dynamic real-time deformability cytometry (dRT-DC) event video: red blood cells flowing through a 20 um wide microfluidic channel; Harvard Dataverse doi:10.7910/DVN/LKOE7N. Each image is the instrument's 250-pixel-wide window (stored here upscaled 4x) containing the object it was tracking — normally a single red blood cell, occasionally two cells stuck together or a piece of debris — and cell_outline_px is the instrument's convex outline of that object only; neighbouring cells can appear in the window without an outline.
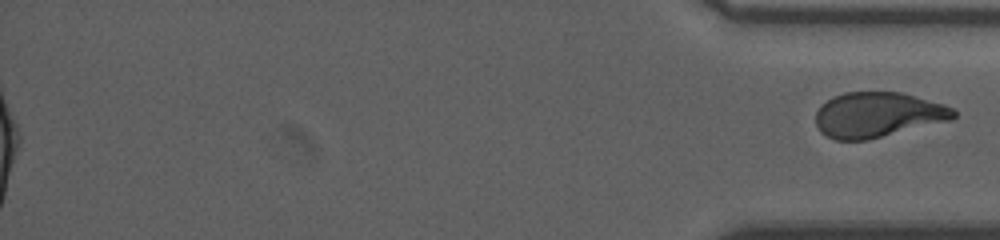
{"species": "human", "species_latin": "Homo sapiens", "temperature_condition": "room temperature", "stored_images_in_passage": 61, "segment_of_instrument_passage": [2, 2], "camera_frame_rate_fps": 3000, "um_per_image_px": 0.085, "donor": {"sex": "male"}, "frame": {"image": 1, "passage_image": 61, "time_ms": 20.0, "image_size_px": [1000, 240], "cell_outline_px": [[956, 116], [952, 120], [868, 140], [836, 140], [820, 132], [816, 124], [816, 112], [832, 96], [844, 92], [900, 92], [944, 104], [952, 108], [956, 112]], "centroid_in_image_um": [74.62, 9.76], "position_along_channel_um": 360.6, "area_um2": 36.24}}